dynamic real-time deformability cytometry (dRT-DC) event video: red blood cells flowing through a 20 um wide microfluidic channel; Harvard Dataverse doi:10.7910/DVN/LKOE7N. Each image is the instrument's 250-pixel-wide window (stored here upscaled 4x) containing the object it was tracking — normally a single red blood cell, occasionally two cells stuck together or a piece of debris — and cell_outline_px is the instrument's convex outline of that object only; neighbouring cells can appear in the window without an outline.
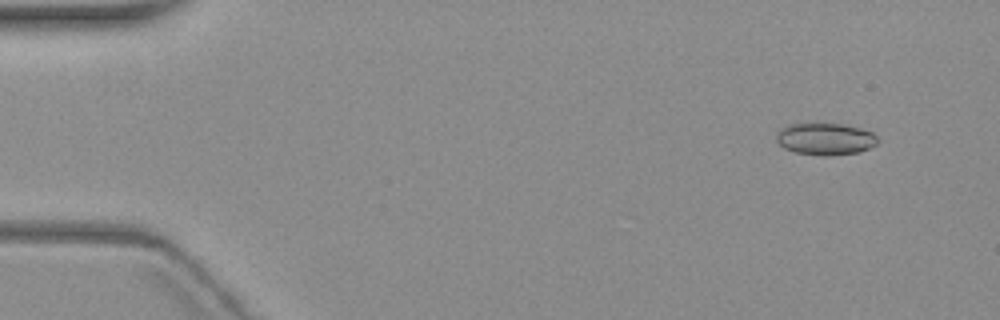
{"species": "common noctule bat (a hibernating species)", "species_latin": "Nyctalus noctula", "temperature_condition": "warm", "stored_images_in_passage": 5, "camera_frame_rate_fps": 3000, "um_per_image_px": 0.085, "animal": {"sex": "female", "body_mass_g": 19.3, "forearm_length_mm": 54.1}, "frame": {"image": 1, "passage_image": 2, "time_ms": 1.333, "image_size_px": [1000, 320], "cell_outline_px": [[880, 140], [876, 144], [860, 152], [828, 156], [824, 156], [796, 152], [784, 148], [776, 140], [776, 132], [780, 128], [788, 124], [808, 120], [816, 120], [844, 124], [860, 128], [872, 132]], "centroid_in_image_um": [70.11, 11.75], "position_along_channel_um": 14.9, "area_um2": 19.83}}